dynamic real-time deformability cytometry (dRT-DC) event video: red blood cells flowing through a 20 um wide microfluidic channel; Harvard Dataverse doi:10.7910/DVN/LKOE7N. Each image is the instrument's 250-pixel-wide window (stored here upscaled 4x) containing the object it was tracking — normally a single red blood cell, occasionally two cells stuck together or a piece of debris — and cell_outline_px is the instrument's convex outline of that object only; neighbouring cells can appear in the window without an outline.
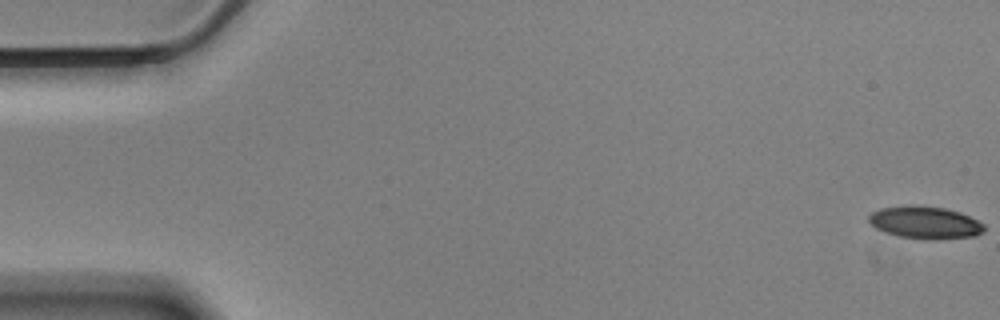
{"species": "Egyptian fruit bat (a non-hibernating species)", "species_latin": "Rousettus aegyptiacus", "temperature_condition": "cold", "stored_images_in_passage": 18, "camera_frame_rate_fps": 3000, "um_per_image_px": 0.085, "animal": {"sex": "male"}, "frame": {"image": 1, "passage_image": 1, "time_ms": 0.0, "image_size_px": [1000, 320], "cell_outline_px": [[984, 232], [976, 236], [900, 236], [884, 232], [876, 228], [868, 220], [868, 216], [872, 212], [880, 208], [912, 204], [944, 208], [960, 212], [984, 224]], "centroid_in_image_um": [78.58, 18.84], "position_along_channel_um": 6.4, "area_um2": 20.75}}
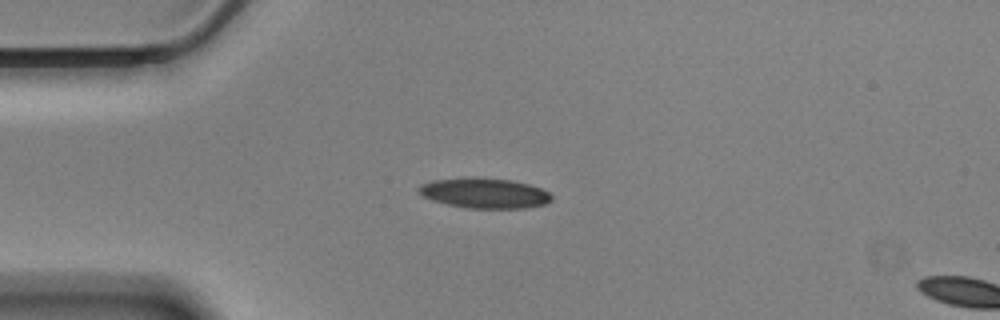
{"frame": {"image": 2, "passage_image": 15, "time_ms": 4.667, "image_size_px": [1000, 320], "cell_outline_px": [[552, 200], [544, 204], [524, 208], [464, 208], [432, 200], [420, 196], [416, 192], [416, 188], [420, 184], [432, 180], [468, 176], [476, 176], [512, 180], [528, 184], [540, 188], [548, 192], [552, 196]], "centroid_in_image_um": [41.1, 16.39], "position_along_channel_um": 43.9, "area_um2": 23.87}}